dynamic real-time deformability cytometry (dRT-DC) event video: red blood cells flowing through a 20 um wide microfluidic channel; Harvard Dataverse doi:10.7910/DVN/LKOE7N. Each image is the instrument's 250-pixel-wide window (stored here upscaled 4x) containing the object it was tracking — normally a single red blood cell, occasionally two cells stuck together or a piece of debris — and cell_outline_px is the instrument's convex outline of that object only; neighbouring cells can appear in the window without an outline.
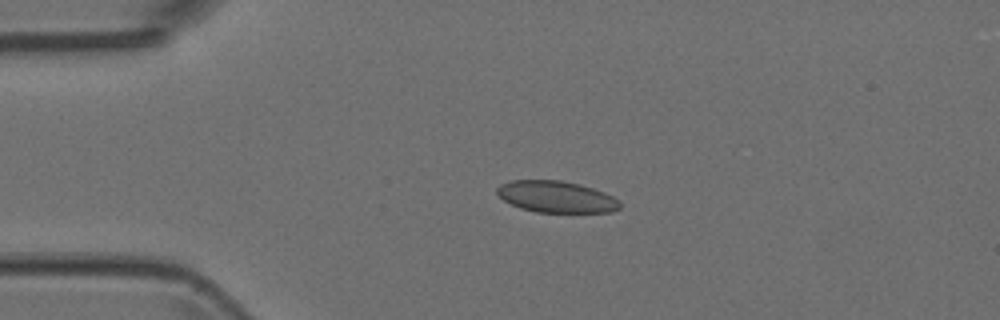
{"species": "Egyptian fruit bat (a non-hibernating species)", "species_latin": "Rousettus aegyptiacus", "temperature_condition": "room temperature", "stored_images_in_passage": 3, "camera_frame_rate_fps": 3000, "um_per_image_px": 0.085, "animal": {"sex": "female"}, "frame": {"image": 1, "passage_image": 2, "time_ms": 0.333, "image_size_px": [1000, 320], "cell_outline_px": [[620, 208], [608, 212], [536, 212], [520, 208], [504, 200], [496, 192], [496, 188], [500, 184], [512, 180], [560, 180], [580, 184], [604, 192], [612, 196], [620, 204]], "centroid_in_image_um": [47.25, 16.72], "position_along_channel_um": 37.7, "area_um2": 22.43}}